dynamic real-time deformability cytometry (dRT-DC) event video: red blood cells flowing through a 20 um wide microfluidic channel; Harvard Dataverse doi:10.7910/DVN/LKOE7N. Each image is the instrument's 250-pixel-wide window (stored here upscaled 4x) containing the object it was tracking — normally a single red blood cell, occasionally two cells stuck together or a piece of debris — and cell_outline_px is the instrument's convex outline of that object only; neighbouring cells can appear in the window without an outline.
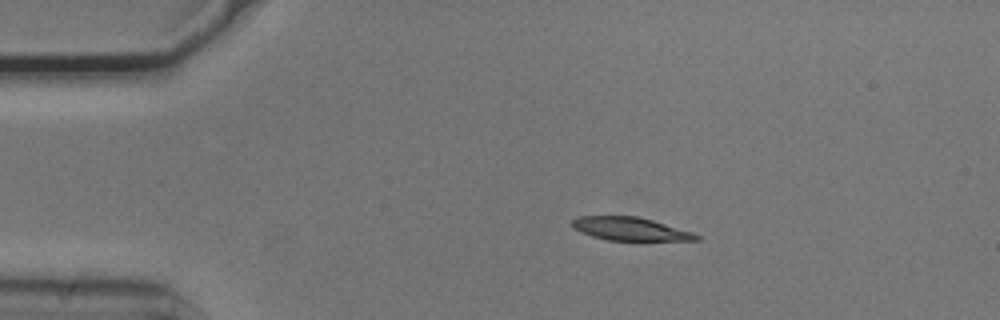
{"species": "common noctule bat (a hibernating species)", "species_latin": "Nyctalus noctula", "temperature_condition": "cold", "stored_images_in_passage": 11, "camera_frame_rate_fps": 3000, "um_per_image_px": 0.085, "animal": {"sex": "male", "body_mass_g": 20.5, "forearm_length_mm": 52.5}, "frame": {"image": 1, "passage_image": 1, "time_ms": 0.0, "image_size_px": [1000, 320], "cell_outline_px": [[704, 236], [700, 240], [608, 240], [592, 236], [580, 232], [572, 228], [572, 220], [576, 216], [636, 216], [652, 220], [692, 232]], "centroid_in_image_um": [53.56, 19.45], "position_along_channel_um": 31.4, "area_um2": 16.76}}